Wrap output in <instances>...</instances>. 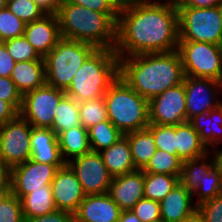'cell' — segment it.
I'll list each match as a JSON object with an SVG mask.
<instances>
[{"label":"cell","mask_w":222,"mask_h":222,"mask_svg":"<svg viewBox=\"0 0 222 222\" xmlns=\"http://www.w3.org/2000/svg\"><path fill=\"white\" fill-rule=\"evenodd\" d=\"M145 0L119 12L115 52L118 57L176 51L178 10L173 0Z\"/></svg>","instance_id":"obj_1"},{"label":"cell","mask_w":222,"mask_h":222,"mask_svg":"<svg viewBox=\"0 0 222 222\" xmlns=\"http://www.w3.org/2000/svg\"><path fill=\"white\" fill-rule=\"evenodd\" d=\"M119 76L147 100L177 86L185 78L177 50L119 57Z\"/></svg>","instance_id":"obj_2"},{"label":"cell","mask_w":222,"mask_h":222,"mask_svg":"<svg viewBox=\"0 0 222 222\" xmlns=\"http://www.w3.org/2000/svg\"><path fill=\"white\" fill-rule=\"evenodd\" d=\"M118 15L63 0L57 14L61 38L86 42L97 49H115Z\"/></svg>","instance_id":"obj_3"},{"label":"cell","mask_w":222,"mask_h":222,"mask_svg":"<svg viewBox=\"0 0 222 222\" xmlns=\"http://www.w3.org/2000/svg\"><path fill=\"white\" fill-rule=\"evenodd\" d=\"M119 77V57L114 49H96L74 74L65 94L78 103L103 97Z\"/></svg>","instance_id":"obj_4"},{"label":"cell","mask_w":222,"mask_h":222,"mask_svg":"<svg viewBox=\"0 0 222 222\" xmlns=\"http://www.w3.org/2000/svg\"><path fill=\"white\" fill-rule=\"evenodd\" d=\"M108 119L122 133L149 126V100L140 96L122 77H118L104 95Z\"/></svg>","instance_id":"obj_5"},{"label":"cell","mask_w":222,"mask_h":222,"mask_svg":"<svg viewBox=\"0 0 222 222\" xmlns=\"http://www.w3.org/2000/svg\"><path fill=\"white\" fill-rule=\"evenodd\" d=\"M96 49L86 42L61 38L44 57L46 84L65 91L74 74Z\"/></svg>","instance_id":"obj_6"},{"label":"cell","mask_w":222,"mask_h":222,"mask_svg":"<svg viewBox=\"0 0 222 222\" xmlns=\"http://www.w3.org/2000/svg\"><path fill=\"white\" fill-rule=\"evenodd\" d=\"M179 41L221 45L222 18L219 6L213 8L176 7Z\"/></svg>","instance_id":"obj_7"},{"label":"cell","mask_w":222,"mask_h":222,"mask_svg":"<svg viewBox=\"0 0 222 222\" xmlns=\"http://www.w3.org/2000/svg\"><path fill=\"white\" fill-rule=\"evenodd\" d=\"M177 51L185 76L209 78L222 82L221 45L179 41Z\"/></svg>","instance_id":"obj_8"},{"label":"cell","mask_w":222,"mask_h":222,"mask_svg":"<svg viewBox=\"0 0 222 222\" xmlns=\"http://www.w3.org/2000/svg\"><path fill=\"white\" fill-rule=\"evenodd\" d=\"M65 91L45 84L22 95L19 115L34 127L51 128L56 107Z\"/></svg>","instance_id":"obj_9"},{"label":"cell","mask_w":222,"mask_h":222,"mask_svg":"<svg viewBox=\"0 0 222 222\" xmlns=\"http://www.w3.org/2000/svg\"><path fill=\"white\" fill-rule=\"evenodd\" d=\"M32 125L19 114L0 127V161L11 168L31 157Z\"/></svg>","instance_id":"obj_10"},{"label":"cell","mask_w":222,"mask_h":222,"mask_svg":"<svg viewBox=\"0 0 222 222\" xmlns=\"http://www.w3.org/2000/svg\"><path fill=\"white\" fill-rule=\"evenodd\" d=\"M185 122L187 110L183 82L149 100V124L175 126Z\"/></svg>","instance_id":"obj_11"},{"label":"cell","mask_w":222,"mask_h":222,"mask_svg":"<svg viewBox=\"0 0 222 222\" xmlns=\"http://www.w3.org/2000/svg\"><path fill=\"white\" fill-rule=\"evenodd\" d=\"M78 178L86 195H101L109 192L112 177L99 152L78 156L67 163Z\"/></svg>","instance_id":"obj_12"},{"label":"cell","mask_w":222,"mask_h":222,"mask_svg":"<svg viewBox=\"0 0 222 222\" xmlns=\"http://www.w3.org/2000/svg\"><path fill=\"white\" fill-rule=\"evenodd\" d=\"M187 121L205 112H209L222 103L219 95L222 82L209 78L185 76Z\"/></svg>","instance_id":"obj_13"},{"label":"cell","mask_w":222,"mask_h":222,"mask_svg":"<svg viewBox=\"0 0 222 222\" xmlns=\"http://www.w3.org/2000/svg\"><path fill=\"white\" fill-rule=\"evenodd\" d=\"M57 170L53 164L29 159L12 168L11 192L21 200L33 190L42 189L43 185H51Z\"/></svg>","instance_id":"obj_14"},{"label":"cell","mask_w":222,"mask_h":222,"mask_svg":"<svg viewBox=\"0 0 222 222\" xmlns=\"http://www.w3.org/2000/svg\"><path fill=\"white\" fill-rule=\"evenodd\" d=\"M51 188L57 209L73 215L86 196L78 178L67 164L56 171Z\"/></svg>","instance_id":"obj_15"},{"label":"cell","mask_w":222,"mask_h":222,"mask_svg":"<svg viewBox=\"0 0 222 222\" xmlns=\"http://www.w3.org/2000/svg\"><path fill=\"white\" fill-rule=\"evenodd\" d=\"M193 194L179 181L159 202L161 218L166 222H197L198 206Z\"/></svg>","instance_id":"obj_16"},{"label":"cell","mask_w":222,"mask_h":222,"mask_svg":"<svg viewBox=\"0 0 222 222\" xmlns=\"http://www.w3.org/2000/svg\"><path fill=\"white\" fill-rule=\"evenodd\" d=\"M108 194L122 211H130L144 198V172L137 169L112 178Z\"/></svg>","instance_id":"obj_17"},{"label":"cell","mask_w":222,"mask_h":222,"mask_svg":"<svg viewBox=\"0 0 222 222\" xmlns=\"http://www.w3.org/2000/svg\"><path fill=\"white\" fill-rule=\"evenodd\" d=\"M213 153V154H212ZM211 155V156H210ZM208 157V158H207ZM222 193V163L216 151L201 156V177L198 188L192 193L197 206Z\"/></svg>","instance_id":"obj_18"},{"label":"cell","mask_w":222,"mask_h":222,"mask_svg":"<svg viewBox=\"0 0 222 222\" xmlns=\"http://www.w3.org/2000/svg\"><path fill=\"white\" fill-rule=\"evenodd\" d=\"M24 36L41 57H45L61 39L57 15H44L25 25Z\"/></svg>","instance_id":"obj_19"},{"label":"cell","mask_w":222,"mask_h":222,"mask_svg":"<svg viewBox=\"0 0 222 222\" xmlns=\"http://www.w3.org/2000/svg\"><path fill=\"white\" fill-rule=\"evenodd\" d=\"M121 212L108 193L86 195L74 214V222H118Z\"/></svg>","instance_id":"obj_20"},{"label":"cell","mask_w":222,"mask_h":222,"mask_svg":"<svg viewBox=\"0 0 222 222\" xmlns=\"http://www.w3.org/2000/svg\"><path fill=\"white\" fill-rule=\"evenodd\" d=\"M31 160L53 164L58 169L66 165L58 144V137L51 128L34 127L31 132Z\"/></svg>","instance_id":"obj_21"},{"label":"cell","mask_w":222,"mask_h":222,"mask_svg":"<svg viewBox=\"0 0 222 222\" xmlns=\"http://www.w3.org/2000/svg\"><path fill=\"white\" fill-rule=\"evenodd\" d=\"M188 122L199 133L201 141L209 151L220 150L218 147L222 143V103L209 112L191 118Z\"/></svg>","instance_id":"obj_22"},{"label":"cell","mask_w":222,"mask_h":222,"mask_svg":"<svg viewBox=\"0 0 222 222\" xmlns=\"http://www.w3.org/2000/svg\"><path fill=\"white\" fill-rule=\"evenodd\" d=\"M10 79L22 95L43 87L46 84L44 60L15 62Z\"/></svg>","instance_id":"obj_23"},{"label":"cell","mask_w":222,"mask_h":222,"mask_svg":"<svg viewBox=\"0 0 222 222\" xmlns=\"http://www.w3.org/2000/svg\"><path fill=\"white\" fill-rule=\"evenodd\" d=\"M99 153L112 178L137 170L132 158L130 144L125 136Z\"/></svg>","instance_id":"obj_24"},{"label":"cell","mask_w":222,"mask_h":222,"mask_svg":"<svg viewBox=\"0 0 222 222\" xmlns=\"http://www.w3.org/2000/svg\"><path fill=\"white\" fill-rule=\"evenodd\" d=\"M175 148L177 156L184 162L209 152L192 125L187 121L175 125Z\"/></svg>","instance_id":"obj_25"},{"label":"cell","mask_w":222,"mask_h":222,"mask_svg":"<svg viewBox=\"0 0 222 222\" xmlns=\"http://www.w3.org/2000/svg\"><path fill=\"white\" fill-rule=\"evenodd\" d=\"M57 137L61 155L66 164L91 151L88 130L82 125L61 132Z\"/></svg>","instance_id":"obj_26"},{"label":"cell","mask_w":222,"mask_h":222,"mask_svg":"<svg viewBox=\"0 0 222 222\" xmlns=\"http://www.w3.org/2000/svg\"><path fill=\"white\" fill-rule=\"evenodd\" d=\"M130 144L136 169L142 170L157 151L153 132L147 127L124 135Z\"/></svg>","instance_id":"obj_27"},{"label":"cell","mask_w":222,"mask_h":222,"mask_svg":"<svg viewBox=\"0 0 222 222\" xmlns=\"http://www.w3.org/2000/svg\"><path fill=\"white\" fill-rule=\"evenodd\" d=\"M24 218L43 216L57 210L51 185L33 190L21 199Z\"/></svg>","instance_id":"obj_28"},{"label":"cell","mask_w":222,"mask_h":222,"mask_svg":"<svg viewBox=\"0 0 222 222\" xmlns=\"http://www.w3.org/2000/svg\"><path fill=\"white\" fill-rule=\"evenodd\" d=\"M81 125L78 102L72 97L65 95L55 110L52 130L58 136L61 132Z\"/></svg>","instance_id":"obj_29"},{"label":"cell","mask_w":222,"mask_h":222,"mask_svg":"<svg viewBox=\"0 0 222 222\" xmlns=\"http://www.w3.org/2000/svg\"><path fill=\"white\" fill-rule=\"evenodd\" d=\"M90 149L93 152H101L116 143L124 136L108 119L88 128Z\"/></svg>","instance_id":"obj_30"},{"label":"cell","mask_w":222,"mask_h":222,"mask_svg":"<svg viewBox=\"0 0 222 222\" xmlns=\"http://www.w3.org/2000/svg\"><path fill=\"white\" fill-rule=\"evenodd\" d=\"M178 182L175 175L144 173V198L160 202Z\"/></svg>","instance_id":"obj_31"},{"label":"cell","mask_w":222,"mask_h":222,"mask_svg":"<svg viewBox=\"0 0 222 222\" xmlns=\"http://www.w3.org/2000/svg\"><path fill=\"white\" fill-rule=\"evenodd\" d=\"M182 165L183 161L177 155L157 149L142 171L144 173L175 175L180 179Z\"/></svg>","instance_id":"obj_32"},{"label":"cell","mask_w":222,"mask_h":222,"mask_svg":"<svg viewBox=\"0 0 222 222\" xmlns=\"http://www.w3.org/2000/svg\"><path fill=\"white\" fill-rule=\"evenodd\" d=\"M80 123L86 129L108 120L106 102L103 97L78 103Z\"/></svg>","instance_id":"obj_33"},{"label":"cell","mask_w":222,"mask_h":222,"mask_svg":"<svg viewBox=\"0 0 222 222\" xmlns=\"http://www.w3.org/2000/svg\"><path fill=\"white\" fill-rule=\"evenodd\" d=\"M25 25L7 7L0 10V42L24 36Z\"/></svg>","instance_id":"obj_34"},{"label":"cell","mask_w":222,"mask_h":222,"mask_svg":"<svg viewBox=\"0 0 222 222\" xmlns=\"http://www.w3.org/2000/svg\"><path fill=\"white\" fill-rule=\"evenodd\" d=\"M3 43L15 62L44 60V58L41 57L33 46L27 41L25 36L10 39Z\"/></svg>","instance_id":"obj_35"},{"label":"cell","mask_w":222,"mask_h":222,"mask_svg":"<svg viewBox=\"0 0 222 222\" xmlns=\"http://www.w3.org/2000/svg\"><path fill=\"white\" fill-rule=\"evenodd\" d=\"M6 7L26 24L45 15L33 0H11Z\"/></svg>","instance_id":"obj_36"},{"label":"cell","mask_w":222,"mask_h":222,"mask_svg":"<svg viewBox=\"0 0 222 222\" xmlns=\"http://www.w3.org/2000/svg\"><path fill=\"white\" fill-rule=\"evenodd\" d=\"M21 200L12 192L0 200V222H24Z\"/></svg>","instance_id":"obj_37"},{"label":"cell","mask_w":222,"mask_h":222,"mask_svg":"<svg viewBox=\"0 0 222 222\" xmlns=\"http://www.w3.org/2000/svg\"><path fill=\"white\" fill-rule=\"evenodd\" d=\"M148 128L153 132L157 149L166 151L171 155H177L175 148V126L149 124Z\"/></svg>","instance_id":"obj_38"},{"label":"cell","mask_w":222,"mask_h":222,"mask_svg":"<svg viewBox=\"0 0 222 222\" xmlns=\"http://www.w3.org/2000/svg\"><path fill=\"white\" fill-rule=\"evenodd\" d=\"M201 177V156L183 162L179 181L193 193L199 186Z\"/></svg>","instance_id":"obj_39"},{"label":"cell","mask_w":222,"mask_h":222,"mask_svg":"<svg viewBox=\"0 0 222 222\" xmlns=\"http://www.w3.org/2000/svg\"><path fill=\"white\" fill-rule=\"evenodd\" d=\"M197 222H222V193L198 206Z\"/></svg>","instance_id":"obj_40"},{"label":"cell","mask_w":222,"mask_h":222,"mask_svg":"<svg viewBox=\"0 0 222 222\" xmlns=\"http://www.w3.org/2000/svg\"><path fill=\"white\" fill-rule=\"evenodd\" d=\"M131 211L141 222H152L161 218L159 202L147 198L140 199Z\"/></svg>","instance_id":"obj_41"},{"label":"cell","mask_w":222,"mask_h":222,"mask_svg":"<svg viewBox=\"0 0 222 222\" xmlns=\"http://www.w3.org/2000/svg\"><path fill=\"white\" fill-rule=\"evenodd\" d=\"M0 99L8 102L18 113L22 105V94L10 77H0Z\"/></svg>","instance_id":"obj_42"},{"label":"cell","mask_w":222,"mask_h":222,"mask_svg":"<svg viewBox=\"0 0 222 222\" xmlns=\"http://www.w3.org/2000/svg\"><path fill=\"white\" fill-rule=\"evenodd\" d=\"M24 219V222H74V215L57 209L43 216Z\"/></svg>","instance_id":"obj_43"},{"label":"cell","mask_w":222,"mask_h":222,"mask_svg":"<svg viewBox=\"0 0 222 222\" xmlns=\"http://www.w3.org/2000/svg\"><path fill=\"white\" fill-rule=\"evenodd\" d=\"M101 13H118L108 0H65Z\"/></svg>","instance_id":"obj_44"},{"label":"cell","mask_w":222,"mask_h":222,"mask_svg":"<svg viewBox=\"0 0 222 222\" xmlns=\"http://www.w3.org/2000/svg\"><path fill=\"white\" fill-rule=\"evenodd\" d=\"M15 61L8 53L3 42H0V77H10Z\"/></svg>","instance_id":"obj_45"},{"label":"cell","mask_w":222,"mask_h":222,"mask_svg":"<svg viewBox=\"0 0 222 222\" xmlns=\"http://www.w3.org/2000/svg\"><path fill=\"white\" fill-rule=\"evenodd\" d=\"M176 7L213 8L222 0H173Z\"/></svg>","instance_id":"obj_46"},{"label":"cell","mask_w":222,"mask_h":222,"mask_svg":"<svg viewBox=\"0 0 222 222\" xmlns=\"http://www.w3.org/2000/svg\"><path fill=\"white\" fill-rule=\"evenodd\" d=\"M45 15H57L63 0H33Z\"/></svg>","instance_id":"obj_47"},{"label":"cell","mask_w":222,"mask_h":222,"mask_svg":"<svg viewBox=\"0 0 222 222\" xmlns=\"http://www.w3.org/2000/svg\"><path fill=\"white\" fill-rule=\"evenodd\" d=\"M19 113L6 101L0 99V127L13 120Z\"/></svg>","instance_id":"obj_48"},{"label":"cell","mask_w":222,"mask_h":222,"mask_svg":"<svg viewBox=\"0 0 222 222\" xmlns=\"http://www.w3.org/2000/svg\"><path fill=\"white\" fill-rule=\"evenodd\" d=\"M12 168L0 161V190H11Z\"/></svg>","instance_id":"obj_49"},{"label":"cell","mask_w":222,"mask_h":222,"mask_svg":"<svg viewBox=\"0 0 222 222\" xmlns=\"http://www.w3.org/2000/svg\"><path fill=\"white\" fill-rule=\"evenodd\" d=\"M145 0H108L111 6L119 13L123 10L130 9Z\"/></svg>","instance_id":"obj_50"},{"label":"cell","mask_w":222,"mask_h":222,"mask_svg":"<svg viewBox=\"0 0 222 222\" xmlns=\"http://www.w3.org/2000/svg\"><path fill=\"white\" fill-rule=\"evenodd\" d=\"M118 222H141L138 217L130 211H122Z\"/></svg>","instance_id":"obj_51"},{"label":"cell","mask_w":222,"mask_h":222,"mask_svg":"<svg viewBox=\"0 0 222 222\" xmlns=\"http://www.w3.org/2000/svg\"><path fill=\"white\" fill-rule=\"evenodd\" d=\"M7 6V2L5 0H0V10L5 9Z\"/></svg>","instance_id":"obj_52"},{"label":"cell","mask_w":222,"mask_h":222,"mask_svg":"<svg viewBox=\"0 0 222 222\" xmlns=\"http://www.w3.org/2000/svg\"><path fill=\"white\" fill-rule=\"evenodd\" d=\"M11 190H0V200L2 199V197L7 194V193H10Z\"/></svg>","instance_id":"obj_53"},{"label":"cell","mask_w":222,"mask_h":222,"mask_svg":"<svg viewBox=\"0 0 222 222\" xmlns=\"http://www.w3.org/2000/svg\"><path fill=\"white\" fill-rule=\"evenodd\" d=\"M218 154H219V158H220L221 163H222V148H220V150L218 151Z\"/></svg>","instance_id":"obj_54"},{"label":"cell","mask_w":222,"mask_h":222,"mask_svg":"<svg viewBox=\"0 0 222 222\" xmlns=\"http://www.w3.org/2000/svg\"><path fill=\"white\" fill-rule=\"evenodd\" d=\"M152 222H166L164 219H162V218H159V219H157V220H154V221H152Z\"/></svg>","instance_id":"obj_55"},{"label":"cell","mask_w":222,"mask_h":222,"mask_svg":"<svg viewBox=\"0 0 222 222\" xmlns=\"http://www.w3.org/2000/svg\"><path fill=\"white\" fill-rule=\"evenodd\" d=\"M219 8H220V14H221V18H222V1H221V3L219 4Z\"/></svg>","instance_id":"obj_56"}]
</instances>
